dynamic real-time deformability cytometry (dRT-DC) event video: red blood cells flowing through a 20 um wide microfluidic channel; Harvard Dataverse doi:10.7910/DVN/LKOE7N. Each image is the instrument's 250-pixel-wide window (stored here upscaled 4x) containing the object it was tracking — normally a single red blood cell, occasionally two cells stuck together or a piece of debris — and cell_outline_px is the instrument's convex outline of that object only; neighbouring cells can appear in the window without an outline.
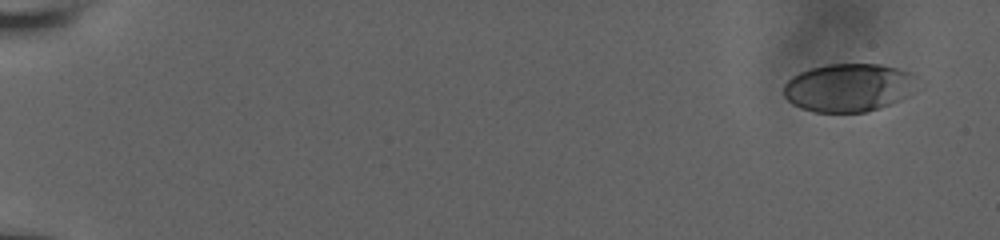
{"species": "human", "species_latin": "Homo sapiens", "temperature_condition": "room temperature", "stored_images_in_passage": 55, "camera_frame_rate_fps": 3000, "um_per_image_px": 0.085, "donor": {"sex": "male"}, "frame": {"image": 1, "passage_image": 1, "time_ms": 0.0, "image_size_px": [1000, 240], "cell_outline_px": [[924, 88], [900, 100], [880, 108], [864, 112], [816, 112], [800, 108], [792, 104], [784, 96], [784, 84], [792, 76], [800, 72], [812, 68], [828, 64], [880, 64], [912, 72], [924, 84]], "centroid_in_image_um": [72.26, 7.44], "position_along_channel_um": 12.7, "area_um2": 38.38}}
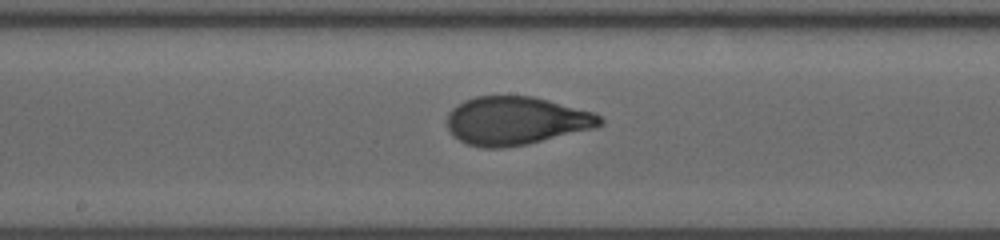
{"frame": {"image": 2, "passage_image": 31, "time_ms": 10.0, "image_size_px": [1000, 240], "cell_outline_px": [[604, 124], [596, 128], [528, 144], [504, 148], [484, 148], [468, 144], [452, 136], [448, 128], [448, 112], [456, 104], [464, 100], [476, 96], [532, 96], [548, 100], [592, 112], [600, 116], [604, 120]], "centroid_in_image_um": [43.86, 10.27], "position_along_channel_um": 204.3, "area_um2": 43.18}}
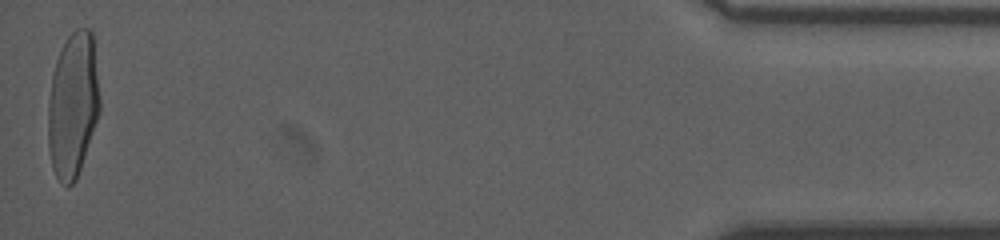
{"frame": {"image": 3, "passage_image": 55, "time_ms": 18.0, "image_size_px": [1000, 240], "cell_outline_px": [[100, 112], [76, 180], [68, 188], [56, 176], [52, 168], [48, 148], [48, 100], [52, 72], [56, 60], [68, 36], [76, 28], [88, 28], [92, 32], [100, 100]], "centroid_in_image_um": [6.19, 8.93], "position_along_channel_um": 429.0, "area_um2": 43.75}, "authors_computed_cell_mechanics": {"area_um2": 41.905, "velocity_mm_per_s": 3.8239, "shape_relaxation_time_tau1_ms": 4.5496, "shape_relaxation_time_tau2_ms": null, "deformation_change_tau1": 0.213, "deformation_change_tau2": null}}